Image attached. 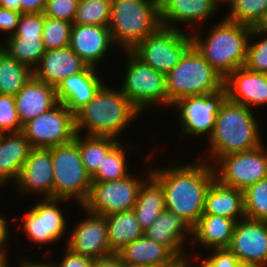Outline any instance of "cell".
I'll list each match as a JSON object with an SVG mask.
<instances>
[{
	"label": "cell",
	"instance_id": "cell-1",
	"mask_svg": "<svg viewBox=\"0 0 267 267\" xmlns=\"http://www.w3.org/2000/svg\"><path fill=\"white\" fill-rule=\"evenodd\" d=\"M199 161V162H198ZM193 164L151 168V175L160 183L165 194V208L179 215L191 228L204 211L207 189L215 179L211 162L198 160Z\"/></svg>",
	"mask_w": 267,
	"mask_h": 267
},
{
	"label": "cell",
	"instance_id": "cell-2",
	"mask_svg": "<svg viewBox=\"0 0 267 267\" xmlns=\"http://www.w3.org/2000/svg\"><path fill=\"white\" fill-rule=\"evenodd\" d=\"M142 114L121 92L105 84L95 97L75 113V130L90 136L118 139L124 129Z\"/></svg>",
	"mask_w": 267,
	"mask_h": 267
},
{
	"label": "cell",
	"instance_id": "cell-3",
	"mask_svg": "<svg viewBox=\"0 0 267 267\" xmlns=\"http://www.w3.org/2000/svg\"><path fill=\"white\" fill-rule=\"evenodd\" d=\"M253 109L227 98L216 114L215 126L208 140L209 159L213 164L230 153L255 149L265 143ZM261 137V138H260Z\"/></svg>",
	"mask_w": 267,
	"mask_h": 267
},
{
	"label": "cell",
	"instance_id": "cell-4",
	"mask_svg": "<svg viewBox=\"0 0 267 267\" xmlns=\"http://www.w3.org/2000/svg\"><path fill=\"white\" fill-rule=\"evenodd\" d=\"M211 28L204 38L197 29L191 32L192 45L225 79L245 65L252 27L224 17Z\"/></svg>",
	"mask_w": 267,
	"mask_h": 267
},
{
	"label": "cell",
	"instance_id": "cell-5",
	"mask_svg": "<svg viewBox=\"0 0 267 267\" xmlns=\"http://www.w3.org/2000/svg\"><path fill=\"white\" fill-rule=\"evenodd\" d=\"M160 25L159 0H111L108 28L120 51H131Z\"/></svg>",
	"mask_w": 267,
	"mask_h": 267
},
{
	"label": "cell",
	"instance_id": "cell-6",
	"mask_svg": "<svg viewBox=\"0 0 267 267\" xmlns=\"http://www.w3.org/2000/svg\"><path fill=\"white\" fill-rule=\"evenodd\" d=\"M165 76L169 108L179 99L211 94L224 88V78L193 45Z\"/></svg>",
	"mask_w": 267,
	"mask_h": 267
},
{
	"label": "cell",
	"instance_id": "cell-7",
	"mask_svg": "<svg viewBox=\"0 0 267 267\" xmlns=\"http://www.w3.org/2000/svg\"><path fill=\"white\" fill-rule=\"evenodd\" d=\"M53 166V199L71 200L81 206L87 199L92 184L91 176L82 163L77 143L51 147Z\"/></svg>",
	"mask_w": 267,
	"mask_h": 267
},
{
	"label": "cell",
	"instance_id": "cell-8",
	"mask_svg": "<svg viewBox=\"0 0 267 267\" xmlns=\"http://www.w3.org/2000/svg\"><path fill=\"white\" fill-rule=\"evenodd\" d=\"M126 58L121 92L143 114L154 105L169 107L166 76L143 63L131 51H123ZM144 111V112H143Z\"/></svg>",
	"mask_w": 267,
	"mask_h": 267
},
{
	"label": "cell",
	"instance_id": "cell-9",
	"mask_svg": "<svg viewBox=\"0 0 267 267\" xmlns=\"http://www.w3.org/2000/svg\"><path fill=\"white\" fill-rule=\"evenodd\" d=\"M191 46V34L160 25L131 52L155 71L166 75L178 64Z\"/></svg>",
	"mask_w": 267,
	"mask_h": 267
},
{
	"label": "cell",
	"instance_id": "cell-10",
	"mask_svg": "<svg viewBox=\"0 0 267 267\" xmlns=\"http://www.w3.org/2000/svg\"><path fill=\"white\" fill-rule=\"evenodd\" d=\"M146 170L148 173L142 180L130 173L119 180L92 181L88 197L80 208L102 216L133 209L144 179L151 175V169Z\"/></svg>",
	"mask_w": 267,
	"mask_h": 267
},
{
	"label": "cell",
	"instance_id": "cell-11",
	"mask_svg": "<svg viewBox=\"0 0 267 267\" xmlns=\"http://www.w3.org/2000/svg\"><path fill=\"white\" fill-rule=\"evenodd\" d=\"M213 165L215 178L223 185L245 190L267 178V147H259L220 157Z\"/></svg>",
	"mask_w": 267,
	"mask_h": 267
},
{
	"label": "cell",
	"instance_id": "cell-12",
	"mask_svg": "<svg viewBox=\"0 0 267 267\" xmlns=\"http://www.w3.org/2000/svg\"><path fill=\"white\" fill-rule=\"evenodd\" d=\"M22 133L33 148H51L74 140L75 114L58 102L50 110L23 125Z\"/></svg>",
	"mask_w": 267,
	"mask_h": 267
},
{
	"label": "cell",
	"instance_id": "cell-13",
	"mask_svg": "<svg viewBox=\"0 0 267 267\" xmlns=\"http://www.w3.org/2000/svg\"><path fill=\"white\" fill-rule=\"evenodd\" d=\"M66 201L68 200L40 198L21 218L18 215L13 220H21L22 224H19V229H23V234L26 233L30 243H37L39 247H42V244H52L63 238L67 232V220L58 206L62 202L66 204Z\"/></svg>",
	"mask_w": 267,
	"mask_h": 267
},
{
	"label": "cell",
	"instance_id": "cell-14",
	"mask_svg": "<svg viewBox=\"0 0 267 267\" xmlns=\"http://www.w3.org/2000/svg\"><path fill=\"white\" fill-rule=\"evenodd\" d=\"M226 99L225 88L211 94L189 96L177 100L172 107L179 111L178 120L186 137H210L219 107Z\"/></svg>",
	"mask_w": 267,
	"mask_h": 267
},
{
	"label": "cell",
	"instance_id": "cell-15",
	"mask_svg": "<svg viewBox=\"0 0 267 267\" xmlns=\"http://www.w3.org/2000/svg\"><path fill=\"white\" fill-rule=\"evenodd\" d=\"M227 249L239 262L267 267V221L246 217L237 221Z\"/></svg>",
	"mask_w": 267,
	"mask_h": 267
},
{
	"label": "cell",
	"instance_id": "cell-16",
	"mask_svg": "<svg viewBox=\"0 0 267 267\" xmlns=\"http://www.w3.org/2000/svg\"><path fill=\"white\" fill-rule=\"evenodd\" d=\"M86 218L70 230L66 247L78 255L87 256L95 260L106 258L113 253L110 250L107 234L106 217L85 211Z\"/></svg>",
	"mask_w": 267,
	"mask_h": 267
},
{
	"label": "cell",
	"instance_id": "cell-17",
	"mask_svg": "<svg viewBox=\"0 0 267 267\" xmlns=\"http://www.w3.org/2000/svg\"><path fill=\"white\" fill-rule=\"evenodd\" d=\"M53 182L51 148H33L14 182L17 191L53 199Z\"/></svg>",
	"mask_w": 267,
	"mask_h": 267
},
{
	"label": "cell",
	"instance_id": "cell-18",
	"mask_svg": "<svg viewBox=\"0 0 267 267\" xmlns=\"http://www.w3.org/2000/svg\"><path fill=\"white\" fill-rule=\"evenodd\" d=\"M226 98L237 104L252 107L267 105V74L239 67L224 79Z\"/></svg>",
	"mask_w": 267,
	"mask_h": 267
},
{
	"label": "cell",
	"instance_id": "cell-19",
	"mask_svg": "<svg viewBox=\"0 0 267 267\" xmlns=\"http://www.w3.org/2000/svg\"><path fill=\"white\" fill-rule=\"evenodd\" d=\"M218 7L215 0H159L160 24L178 30H183L178 27L180 24L199 28L214 17Z\"/></svg>",
	"mask_w": 267,
	"mask_h": 267
},
{
	"label": "cell",
	"instance_id": "cell-20",
	"mask_svg": "<svg viewBox=\"0 0 267 267\" xmlns=\"http://www.w3.org/2000/svg\"><path fill=\"white\" fill-rule=\"evenodd\" d=\"M98 71L96 67L88 65L83 71L64 79L55 88L58 102L75 114L106 84Z\"/></svg>",
	"mask_w": 267,
	"mask_h": 267
},
{
	"label": "cell",
	"instance_id": "cell-21",
	"mask_svg": "<svg viewBox=\"0 0 267 267\" xmlns=\"http://www.w3.org/2000/svg\"><path fill=\"white\" fill-rule=\"evenodd\" d=\"M115 46L108 27L73 25L69 47L89 66L96 67Z\"/></svg>",
	"mask_w": 267,
	"mask_h": 267
},
{
	"label": "cell",
	"instance_id": "cell-22",
	"mask_svg": "<svg viewBox=\"0 0 267 267\" xmlns=\"http://www.w3.org/2000/svg\"><path fill=\"white\" fill-rule=\"evenodd\" d=\"M88 66L69 46L46 50L33 76L56 88L71 75L83 71Z\"/></svg>",
	"mask_w": 267,
	"mask_h": 267
},
{
	"label": "cell",
	"instance_id": "cell-23",
	"mask_svg": "<svg viewBox=\"0 0 267 267\" xmlns=\"http://www.w3.org/2000/svg\"><path fill=\"white\" fill-rule=\"evenodd\" d=\"M144 235L153 242L167 246L176 256H181L189 253L185 252V246L188 242L191 244L192 228L179 215L165 209L144 231Z\"/></svg>",
	"mask_w": 267,
	"mask_h": 267
},
{
	"label": "cell",
	"instance_id": "cell-24",
	"mask_svg": "<svg viewBox=\"0 0 267 267\" xmlns=\"http://www.w3.org/2000/svg\"><path fill=\"white\" fill-rule=\"evenodd\" d=\"M14 98L22 125L50 110L58 103L55 88L34 76Z\"/></svg>",
	"mask_w": 267,
	"mask_h": 267
},
{
	"label": "cell",
	"instance_id": "cell-25",
	"mask_svg": "<svg viewBox=\"0 0 267 267\" xmlns=\"http://www.w3.org/2000/svg\"><path fill=\"white\" fill-rule=\"evenodd\" d=\"M32 149L22 132L0 133V188L9 182L15 186L14 182Z\"/></svg>",
	"mask_w": 267,
	"mask_h": 267
},
{
	"label": "cell",
	"instance_id": "cell-26",
	"mask_svg": "<svg viewBox=\"0 0 267 267\" xmlns=\"http://www.w3.org/2000/svg\"><path fill=\"white\" fill-rule=\"evenodd\" d=\"M203 214L227 217L236 221L245 218L244 191L225 186L215 178L207 189Z\"/></svg>",
	"mask_w": 267,
	"mask_h": 267
},
{
	"label": "cell",
	"instance_id": "cell-27",
	"mask_svg": "<svg viewBox=\"0 0 267 267\" xmlns=\"http://www.w3.org/2000/svg\"><path fill=\"white\" fill-rule=\"evenodd\" d=\"M236 220L217 215L203 214L192 228V244L206 250L227 249L230 245ZM195 243V244H194Z\"/></svg>",
	"mask_w": 267,
	"mask_h": 267
},
{
	"label": "cell",
	"instance_id": "cell-28",
	"mask_svg": "<svg viewBox=\"0 0 267 267\" xmlns=\"http://www.w3.org/2000/svg\"><path fill=\"white\" fill-rule=\"evenodd\" d=\"M116 255L125 265H150L170 263L177 256L165 245L151 241L145 235L128 243Z\"/></svg>",
	"mask_w": 267,
	"mask_h": 267
},
{
	"label": "cell",
	"instance_id": "cell-29",
	"mask_svg": "<svg viewBox=\"0 0 267 267\" xmlns=\"http://www.w3.org/2000/svg\"><path fill=\"white\" fill-rule=\"evenodd\" d=\"M165 209L164 190L160 183L150 175L141 185L132 209L142 230H147Z\"/></svg>",
	"mask_w": 267,
	"mask_h": 267
},
{
	"label": "cell",
	"instance_id": "cell-30",
	"mask_svg": "<svg viewBox=\"0 0 267 267\" xmlns=\"http://www.w3.org/2000/svg\"><path fill=\"white\" fill-rule=\"evenodd\" d=\"M110 250L116 254L128 243L144 235L134 211L127 210L105 216Z\"/></svg>",
	"mask_w": 267,
	"mask_h": 267
},
{
	"label": "cell",
	"instance_id": "cell-31",
	"mask_svg": "<svg viewBox=\"0 0 267 267\" xmlns=\"http://www.w3.org/2000/svg\"><path fill=\"white\" fill-rule=\"evenodd\" d=\"M3 43L2 49L32 71L38 66L46 52L42 35H11L5 37Z\"/></svg>",
	"mask_w": 267,
	"mask_h": 267
},
{
	"label": "cell",
	"instance_id": "cell-32",
	"mask_svg": "<svg viewBox=\"0 0 267 267\" xmlns=\"http://www.w3.org/2000/svg\"><path fill=\"white\" fill-rule=\"evenodd\" d=\"M120 139L110 136H82L76 133L74 141L78 145L81 160L87 173L92 177L99 169L105 156L119 143Z\"/></svg>",
	"mask_w": 267,
	"mask_h": 267
},
{
	"label": "cell",
	"instance_id": "cell-33",
	"mask_svg": "<svg viewBox=\"0 0 267 267\" xmlns=\"http://www.w3.org/2000/svg\"><path fill=\"white\" fill-rule=\"evenodd\" d=\"M33 76V71L0 49V94L15 96Z\"/></svg>",
	"mask_w": 267,
	"mask_h": 267
},
{
	"label": "cell",
	"instance_id": "cell-34",
	"mask_svg": "<svg viewBox=\"0 0 267 267\" xmlns=\"http://www.w3.org/2000/svg\"><path fill=\"white\" fill-rule=\"evenodd\" d=\"M122 142H119L104 158L98 171L91 177L92 181L107 182L119 180L128 176L127 153Z\"/></svg>",
	"mask_w": 267,
	"mask_h": 267
},
{
	"label": "cell",
	"instance_id": "cell-35",
	"mask_svg": "<svg viewBox=\"0 0 267 267\" xmlns=\"http://www.w3.org/2000/svg\"><path fill=\"white\" fill-rule=\"evenodd\" d=\"M111 0H79L73 25L108 27Z\"/></svg>",
	"mask_w": 267,
	"mask_h": 267
},
{
	"label": "cell",
	"instance_id": "cell-36",
	"mask_svg": "<svg viewBox=\"0 0 267 267\" xmlns=\"http://www.w3.org/2000/svg\"><path fill=\"white\" fill-rule=\"evenodd\" d=\"M244 212L246 218L267 221V178L244 190Z\"/></svg>",
	"mask_w": 267,
	"mask_h": 267
},
{
	"label": "cell",
	"instance_id": "cell-37",
	"mask_svg": "<svg viewBox=\"0 0 267 267\" xmlns=\"http://www.w3.org/2000/svg\"><path fill=\"white\" fill-rule=\"evenodd\" d=\"M229 7L226 19L253 27L267 11V0H234Z\"/></svg>",
	"mask_w": 267,
	"mask_h": 267
},
{
	"label": "cell",
	"instance_id": "cell-38",
	"mask_svg": "<svg viewBox=\"0 0 267 267\" xmlns=\"http://www.w3.org/2000/svg\"><path fill=\"white\" fill-rule=\"evenodd\" d=\"M73 23L44 16L42 40L46 50L68 47Z\"/></svg>",
	"mask_w": 267,
	"mask_h": 267
},
{
	"label": "cell",
	"instance_id": "cell-39",
	"mask_svg": "<svg viewBox=\"0 0 267 267\" xmlns=\"http://www.w3.org/2000/svg\"><path fill=\"white\" fill-rule=\"evenodd\" d=\"M260 36L256 42L254 37ZM263 36V37H261ZM265 36V37H264ZM252 39L253 43L250 41ZM248 70L267 74V34L251 30L247 47V58L244 65Z\"/></svg>",
	"mask_w": 267,
	"mask_h": 267
},
{
	"label": "cell",
	"instance_id": "cell-40",
	"mask_svg": "<svg viewBox=\"0 0 267 267\" xmlns=\"http://www.w3.org/2000/svg\"><path fill=\"white\" fill-rule=\"evenodd\" d=\"M22 129L14 96L0 94V133H18Z\"/></svg>",
	"mask_w": 267,
	"mask_h": 267
},
{
	"label": "cell",
	"instance_id": "cell-41",
	"mask_svg": "<svg viewBox=\"0 0 267 267\" xmlns=\"http://www.w3.org/2000/svg\"><path fill=\"white\" fill-rule=\"evenodd\" d=\"M210 256L206 258H196L195 263L198 259L201 260L196 264L195 267H251L249 264L239 262L236 256L231 253L228 249H212L208 250Z\"/></svg>",
	"mask_w": 267,
	"mask_h": 267
},
{
	"label": "cell",
	"instance_id": "cell-42",
	"mask_svg": "<svg viewBox=\"0 0 267 267\" xmlns=\"http://www.w3.org/2000/svg\"><path fill=\"white\" fill-rule=\"evenodd\" d=\"M79 0H47L44 16L73 23Z\"/></svg>",
	"mask_w": 267,
	"mask_h": 267
},
{
	"label": "cell",
	"instance_id": "cell-43",
	"mask_svg": "<svg viewBox=\"0 0 267 267\" xmlns=\"http://www.w3.org/2000/svg\"><path fill=\"white\" fill-rule=\"evenodd\" d=\"M44 13H22L13 35H42Z\"/></svg>",
	"mask_w": 267,
	"mask_h": 267
},
{
	"label": "cell",
	"instance_id": "cell-44",
	"mask_svg": "<svg viewBox=\"0 0 267 267\" xmlns=\"http://www.w3.org/2000/svg\"><path fill=\"white\" fill-rule=\"evenodd\" d=\"M63 257L58 263L52 261L53 267H93L95 259L78 255L65 246Z\"/></svg>",
	"mask_w": 267,
	"mask_h": 267
},
{
	"label": "cell",
	"instance_id": "cell-45",
	"mask_svg": "<svg viewBox=\"0 0 267 267\" xmlns=\"http://www.w3.org/2000/svg\"><path fill=\"white\" fill-rule=\"evenodd\" d=\"M20 16V12L0 7V34L1 32L5 34L8 33L6 37L13 35L16 31Z\"/></svg>",
	"mask_w": 267,
	"mask_h": 267
},
{
	"label": "cell",
	"instance_id": "cell-46",
	"mask_svg": "<svg viewBox=\"0 0 267 267\" xmlns=\"http://www.w3.org/2000/svg\"><path fill=\"white\" fill-rule=\"evenodd\" d=\"M9 220L7 221L0 214V261H8V253H10L7 245L10 239V229H9ZM9 229V230H8ZM9 237V238H8ZM7 243V244H6ZM6 245V246H5Z\"/></svg>",
	"mask_w": 267,
	"mask_h": 267
},
{
	"label": "cell",
	"instance_id": "cell-47",
	"mask_svg": "<svg viewBox=\"0 0 267 267\" xmlns=\"http://www.w3.org/2000/svg\"><path fill=\"white\" fill-rule=\"evenodd\" d=\"M47 0H20V13H43Z\"/></svg>",
	"mask_w": 267,
	"mask_h": 267
},
{
	"label": "cell",
	"instance_id": "cell-48",
	"mask_svg": "<svg viewBox=\"0 0 267 267\" xmlns=\"http://www.w3.org/2000/svg\"><path fill=\"white\" fill-rule=\"evenodd\" d=\"M93 267H125V264L116 254H113L109 257L95 260Z\"/></svg>",
	"mask_w": 267,
	"mask_h": 267
},
{
	"label": "cell",
	"instance_id": "cell-49",
	"mask_svg": "<svg viewBox=\"0 0 267 267\" xmlns=\"http://www.w3.org/2000/svg\"><path fill=\"white\" fill-rule=\"evenodd\" d=\"M189 258H190L189 255H185V254L181 256H177L170 263L162 265V266H158V267H194L193 265H191L192 258H190V260Z\"/></svg>",
	"mask_w": 267,
	"mask_h": 267
},
{
	"label": "cell",
	"instance_id": "cell-50",
	"mask_svg": "<svg viewBox=\"0 0 267 267\" xmlns=\"http://www.w3.org/2000/svg\"><path fill=\"white\" fill-rule=\"evenodd\" d=\"M28 259V260H27ZM17 267H53L52 261L51 263L48 262H40L38 261H33V260H29V258H22L20 260V262L18 263Z\"/></svg>",
	"mask_w": 267,
	"mask_h": 267
},
{
	"label": "cell",
	"instance_id": "cell-51",
	"mask_svg": "<svg viewBox=\"0 0 267 267\" xmlns=\"http://www.w3.org/2000/svg\"><path fill=\"white\" fill-rule=\"evenodd\" d=\"M252 29L257 33L267 34V11L261 16Z\"/></svg>",
	"mask_w": 267,
	"mask_h": 267
},
{
	"label": "cell",
	"instance_id": "cell-52",
	"mask_svg": "<svg viewBox=\"0 0 267 267\" xmlns=\"http://www.w3.org/2000/svg\"><path fill=\"white\" fill-rule=\"evenodd\" d=\"M0 7L20 12V0H0Z\"/></svg>",
	"mask_w": 267,
	"mask_h": 267
},
{
	"label": "cell",
	"instance_id": "cell-53",
	"mask_svg": "<svg viewBox=\"0 0 267 267\" xmlns=\"http://www.w3.org/2000/svg\"><path fill=\"white\" fill-rule=\"evenodd\" d=\"M216 1V4L218 5V3L220 4L221 3H224L226 2L227 4L229 3V6L233 3L234 0H215Z\"/></svg>",
	"mask_w": 267,
	"mask_h": 267
},
{
	"label": "cell",
	"instance_id": "cell-54",
	"mask_svg": "<svg viewBox=\"0 0 267 267\" xmlns=\"http://www.w3.org/2000/svg\"><path fill=\"white\" fill-rule=\"evenodd\" d=\"M10 261H1L0 262V267H10Z\"/></svg>",
	"mask_w": 267,
	"mask_h": 267
},
{
	"label": "cell",
	"instance_id": "cell-55",
	"mask_svg": "<svg viewBox=\"0 0 267 267\" xmlns=\"http://www.w3.org/2000/svg\"><path fill=\"white\" fill-rule=\"evenodd\" d=\"M125 267H153L150 265H125Z\"/></svg>",
	"mask_w": 267,
	"mask_h": 267
}]
</instances>
